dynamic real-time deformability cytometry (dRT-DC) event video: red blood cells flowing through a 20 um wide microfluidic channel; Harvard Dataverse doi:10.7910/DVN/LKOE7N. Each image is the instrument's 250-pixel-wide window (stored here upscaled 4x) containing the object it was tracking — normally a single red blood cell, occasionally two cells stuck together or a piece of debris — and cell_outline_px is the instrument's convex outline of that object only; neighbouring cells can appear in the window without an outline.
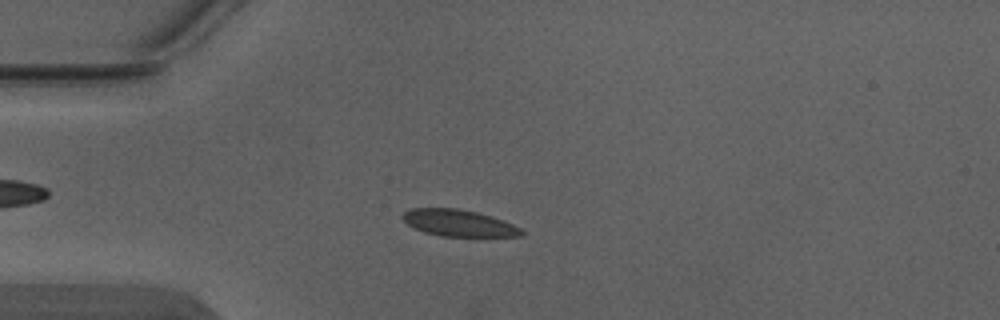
{"species": "Egyptian fruit bat (a non-hibernating species)", "species_latin": "Rousettus aegyptiacus", "temperature_condition": "warm", "stored_images_in_passage": 2, "camera_frame_rate_fps": 3000, "um_per_image_px": 0.085, "animal": {"sex": "male"}, "frame": {"image": 1, "passage_image": 2, "time_ms": 0.333, "image_size_px": [1000, 320], "cell_outline_px": [[524, 232], [520, 236], [440, 236], [424, 232], [412, 228], [400, 216], [408, 208], [456, 208], [476, 212], [512, 224], [520, 228]], "centroid_in_image_um": [38.9, 18.95], "position_along_channel_um": 46.1, "area_um2": 18.26}}